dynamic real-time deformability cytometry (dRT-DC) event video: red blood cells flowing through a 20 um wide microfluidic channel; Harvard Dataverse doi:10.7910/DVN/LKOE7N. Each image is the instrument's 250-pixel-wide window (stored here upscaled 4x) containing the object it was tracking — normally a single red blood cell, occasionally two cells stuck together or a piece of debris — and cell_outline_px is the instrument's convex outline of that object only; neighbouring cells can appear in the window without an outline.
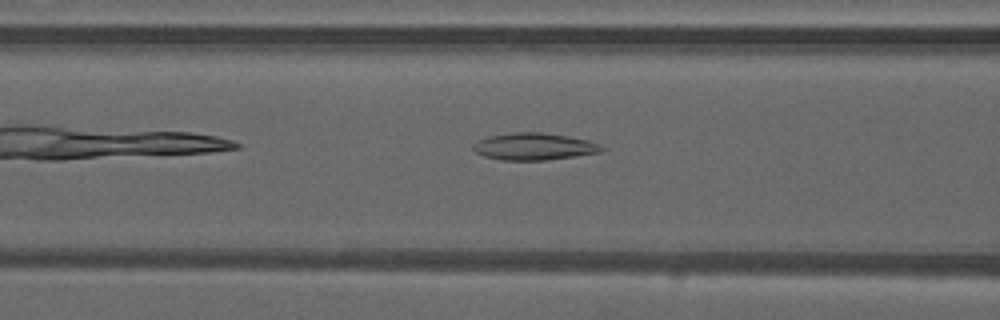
{"species": "common noctule bat (a hibernating species)", "species_latin": "Nyctalus noctula", "temperature_condition": "warm", "stored_images_in_passage": 11, "camera_frame_rate_fps": 3000, "um_per_image_px": 0.085, "animal": {"sex": "male", "forearm_length_mm": 52.5}, "frame": {"image": 1, "passage_image": 7, "time_ms": 2.0, "image_size_px": [1000, 320], "cell_outline_px": [[604, 148], [600, 152], [544, 160], [500, 160], [484, 156], [476, 152], [472, 148], [472, 144], [488, 136], [512, 132], [540, 132], [568, 136], [588, 140]], "centroid_in_image_um": [45.33, 12.45], "position_along_channel_um": 121.3, "area_um2": 20.0}}
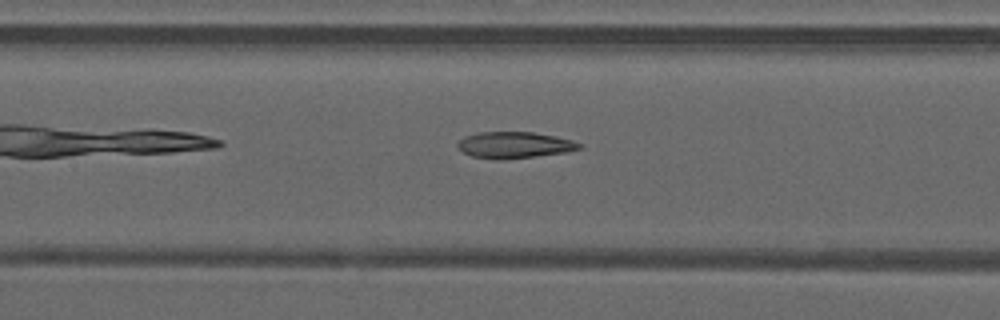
{"frame": {"image": 2, "passage_image": 10, "time_ms": 3.0, "image_size_px": [1000, 320], "cell_outline_px": [[584, 148], [568, 152], [504, 160], [496, 160], [472, 156], [464, 152], [456, 144], [464, 136], [480, 132], [532, 132], [556, 136], [572, 140], [584, 144]], "centroid_in_image_um": [43.78, 12.33], "position_along_channel_um": 163.6, "area_um2": 18.9}}